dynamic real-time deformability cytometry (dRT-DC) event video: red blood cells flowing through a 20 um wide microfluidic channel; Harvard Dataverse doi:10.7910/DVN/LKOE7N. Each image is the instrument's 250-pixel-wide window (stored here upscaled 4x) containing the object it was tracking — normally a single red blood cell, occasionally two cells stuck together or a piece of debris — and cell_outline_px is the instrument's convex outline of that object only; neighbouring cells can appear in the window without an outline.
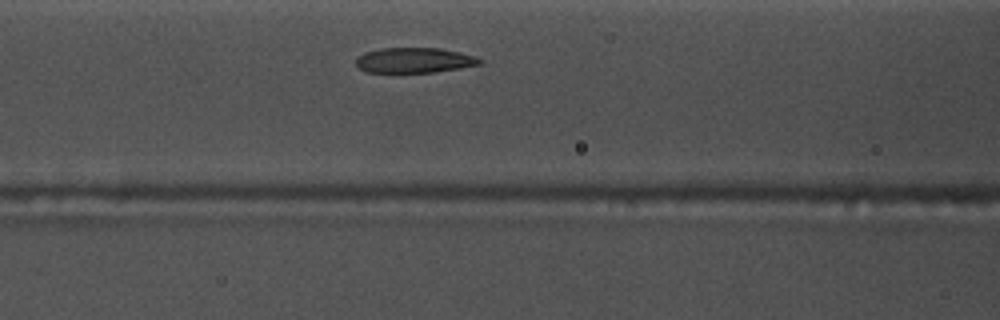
{"species": "common noctule bat (a hibernating species)", "species_latin": "Nyctalus noctula", "temperature_condition": "warm", "stored_images_in_passage": 30, "camera_frame_rate_fps": 3000, "um_per_image_px": 0.085, "animal": {"sex": "male", "body_mass_g": 17.5, "forearm_length_mm": 52.3}, "frame": {"image": 1, "passage_image": 9, "time_ms": 2.667, "image_size_px": [1000, 320], "cell_outline_px": [[480, 64], [460, 68], [432, 72], [368, 72], [360, 68], [356, 64], [356, 56], [364, 52], [380, 48], [440, 48], [460, 52], [476, 56], [480, 60]], "centroid_in_image_um": [35.18, 5.11], "position_along_channel_um": 131.4, "area_um2": 18.09}}
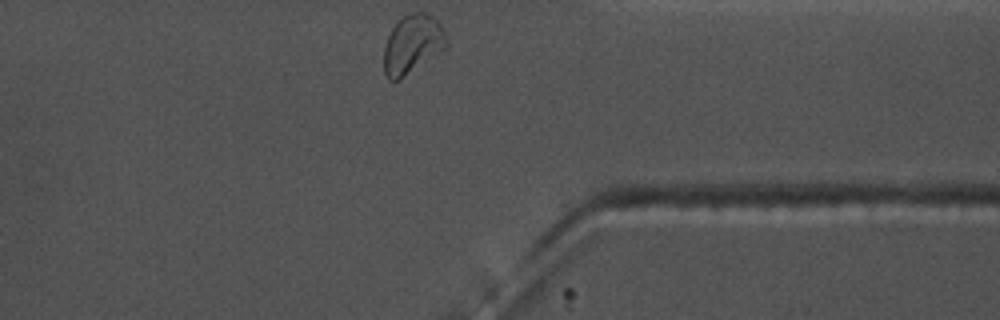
{"frame": {"image": 2, "passage_image": 30, "time_ms": 9.667, "image_size_px": [1000, 320], "cell_outline_px": [[448, 48], [400, 80], [388, 80], [384, 72], [384, 48], [388, 36], [392, 28], [408, 12], [424, 12], [432, 16], [440, 24], [448, 40]], "centroid_in_image_um": [35.08, 3.79], "position_along_channel_um": 376.3, "area_um2": 21.68}, "authors_computed_cell_mechanics": {"area_um2": 18.9295, "velocity_mm_per_s": 3.6076, "shape_relaxation_time_tau1_ms": 4.7662, "shape_relaxation_time_tau2_ms": 2.1488, "deformation_change_tau1": 0.1469, "deformation_change_tau2": 0.0772}}